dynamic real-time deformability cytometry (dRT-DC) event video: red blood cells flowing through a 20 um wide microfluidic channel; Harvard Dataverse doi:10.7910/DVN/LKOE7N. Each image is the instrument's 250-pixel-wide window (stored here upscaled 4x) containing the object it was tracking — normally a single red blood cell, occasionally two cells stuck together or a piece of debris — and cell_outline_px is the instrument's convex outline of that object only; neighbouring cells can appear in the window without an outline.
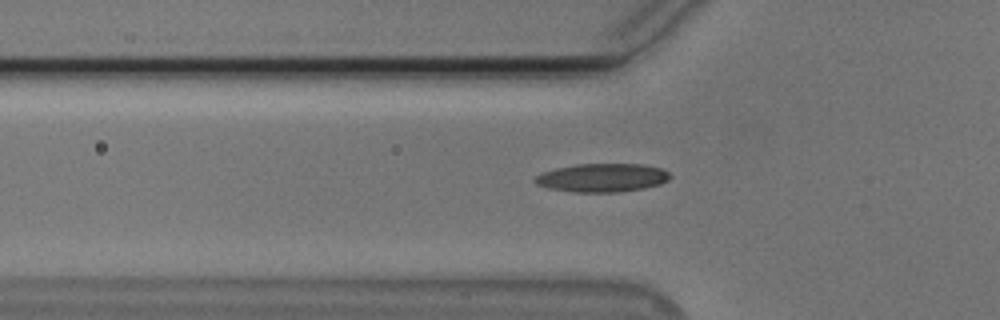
{"species": "Egyptian fruit bat (a non-hibernating species)", "species_latin": "Rousettus aegyptiacus", "temperature_condition": "cold", "stored_images_in_passage": 40, "camera_frame_rate_fps": 3000, "um_per_image_px": 0.085, "animal": {"sex": "male"}, "frame": {"image": 1, "passage_image": 9, "time_ms": 2.667, "image_size_px": [1000, 320], "cell_outline_px": [[672, 176], [668, 180], [660, 184], [644, 188], [620, 192], [572, 192], [548, 188], [536, 184], [536, 176], [544, 172], [556, 168], [576, 164], [644, 164], [660, 168], [668, 172]], "centroid_in_image_um": [51.22, 15.11], "position_along_channel_um": 74.6, "area_um2": 22.37}}
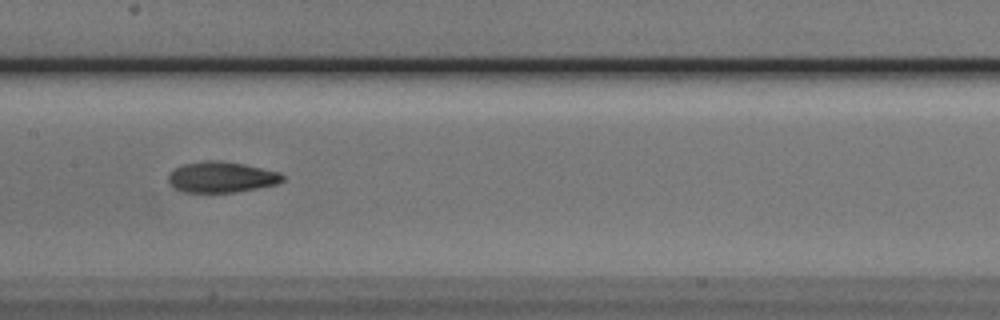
{"frame": {"image": 2, "passage_image": 18, "time_ms": 5.667, "image_size_px": [1000, 320], "cell_outline_px": [[284, 180], [276, 184], [236, 192], [184, 192], [176, 188], [168, 180], [168, 176], [176, 168], [184, 164], [204, 160], [216, 160], [244, 164], [280, 172], [284, 176]], "centroid_in_image_um": [18.85, 15.05], "position_along_channel_um": 188.6, "area_um2": 20.29}}
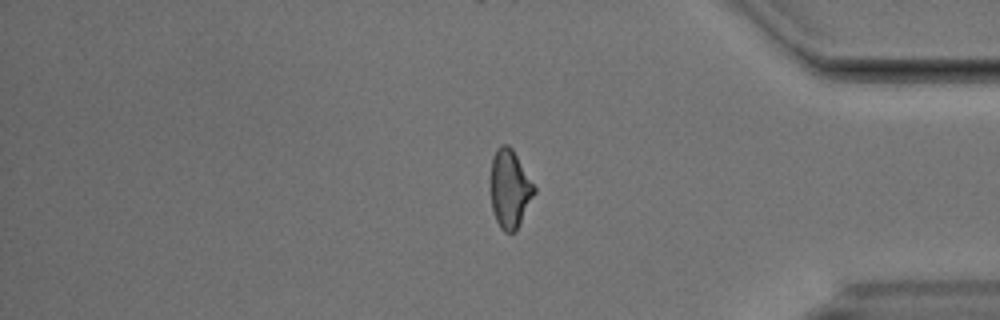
{"frame": {"image": 3, "passage_image": 36, "time_ms": 11.667, "image_size_px": [1000, 320], "cell_outline_px": [[536, 192], [516, 232], [504, 232], [500, 228], [496, 220], [492, 208], [488, 188], [488, 180], [492, 156], [496, 148], [504, 144], [508, 144], [512, 148], [536, 188]], "centroid_in_image_um": [43.28, 16.04], "position_along_channel_um": 391.9, "area_um2": 20.58}, "authors_computed_cell_mechanics": {"area_um2": 20.4901, "velocity_mm_per_s": 3.7732, "shape_relaxation_time_tau1_ms": 4.3186, "shape_relaxation_time_tau2_ms": 3.9659, "deformation_change_tau1": 0.1379, "deformation_change_tau2": 0.106}}